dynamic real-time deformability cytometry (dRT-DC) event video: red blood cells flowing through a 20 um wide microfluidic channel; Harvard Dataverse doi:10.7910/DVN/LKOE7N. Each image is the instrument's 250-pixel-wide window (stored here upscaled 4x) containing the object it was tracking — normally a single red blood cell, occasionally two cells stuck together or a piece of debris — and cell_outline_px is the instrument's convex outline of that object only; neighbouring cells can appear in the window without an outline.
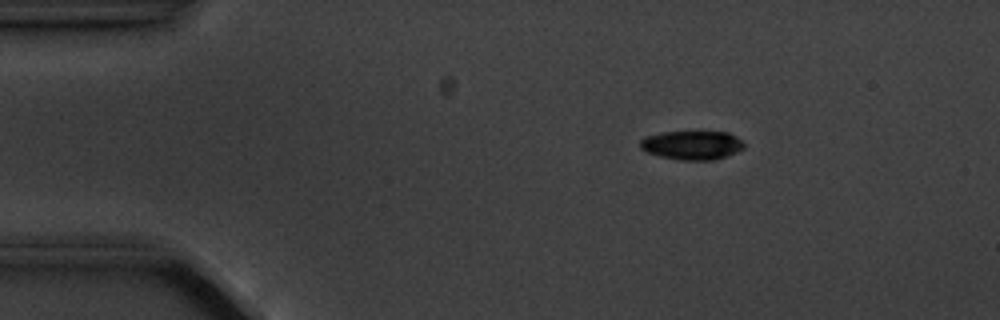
{"species": "common noctule bat (a hibernating species)", "species_latin": "Nyctalus noctula", "temperature_condition": "cold", "stored_images_in_passage": 4, "camera_frame_rate_fps": 3000, "um_per_image_px": 0.085, "animal": {"sex": "male", "body_mass_g": 20.1, "forearm_length_mm": 53.5}, "frame": {"image": 1, "passage_image": 2, "time_ms": 1.333, "image_size_px": [1000, 320], "cell_outline_px": [[744, 148], [728, 156], [712, 160], [680, 160], [660, 156], [648, 152], [640, 148], [640, 140], [644, 136], [664, 132], [728, 132], [736, 136], [744, 144]], "centroid_in_image_um": [58.82, 12.34], "position_along_channel_um": 26.2, "area_um2": 17.46}}